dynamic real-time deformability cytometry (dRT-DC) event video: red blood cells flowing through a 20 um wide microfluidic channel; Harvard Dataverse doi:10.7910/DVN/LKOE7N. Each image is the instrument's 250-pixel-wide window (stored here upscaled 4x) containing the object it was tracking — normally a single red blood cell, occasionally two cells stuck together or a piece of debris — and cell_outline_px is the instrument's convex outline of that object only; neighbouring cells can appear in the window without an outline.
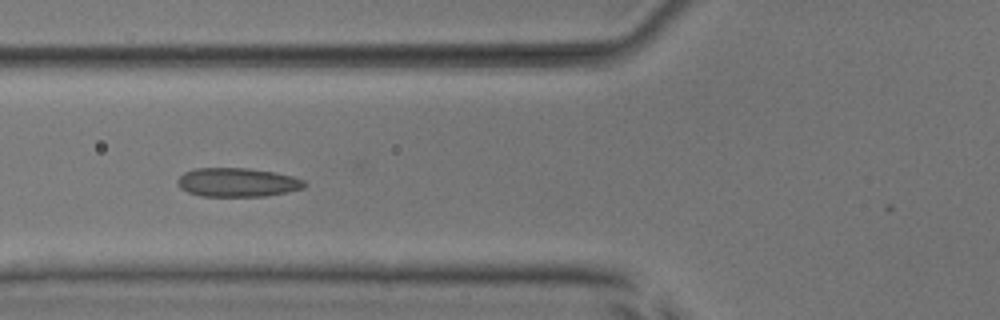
{"species": "common noctule bat (a hibernating species)", "species_latin": "Nyctalus noctula", "temperature_condition": "room temperature", "stored_images_in_passage": 36, "camera_frame_rate_fps": 3000, "um_per_image_px": 0.085, "animal": {"sex": "male", "body_mass_g": 17.9, "forearm_length_mm": 54.2}, "frame": {"image": 1, "passage_image": 6, "time_ms": 1.667, "image_size_px": [1000, 320], "cell_outline_px": [[308, 184], [304, 188], [288, 192], [264, 196], [200, 196], [188, 192], [180, 188], [176, 184], [176, 180], [184, 172], [196, 168], [248, 168], [272, 172], [292, 176], [304, 180]], "centroid_in_image_um": [20.17, 15.5], "position_along_channel_um": 105.6, "area_um2": 21.44}, "authors_computed_cell_mechanics": {"area_um2": 20.2878, "velocity_mm_per_s": 3.9655, "shape_relaxation_time_tau1_ms": 5.9889, "shape_relaxation_time_tau2_ms": 1.5439, "deformation_change_tau1": 0.1244, "deformation_change_tau2": 0.0769}}